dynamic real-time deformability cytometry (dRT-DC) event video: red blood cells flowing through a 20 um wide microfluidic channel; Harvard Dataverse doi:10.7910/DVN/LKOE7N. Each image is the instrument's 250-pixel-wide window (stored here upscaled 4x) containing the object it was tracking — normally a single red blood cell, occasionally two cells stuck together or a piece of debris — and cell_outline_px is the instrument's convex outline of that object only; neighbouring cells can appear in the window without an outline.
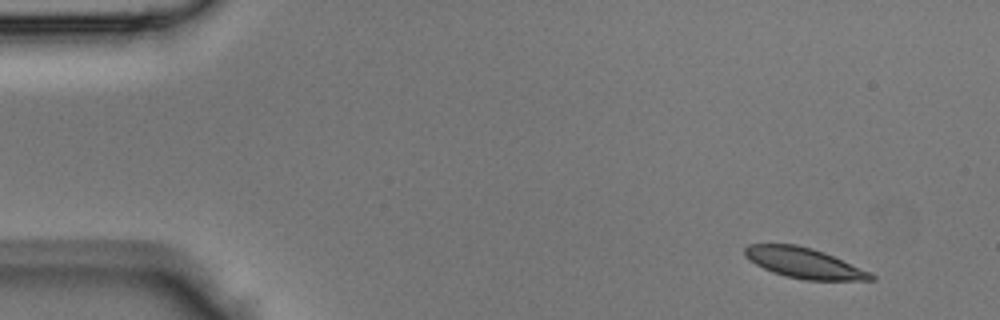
{"species": "Egyptian fruit bat (a non-hibernating species)", "species_latin": "Rousettus aegyptiacus", "temperature_condition": "room temperature", "stored_images_in_passage": 40, "camera_frame_rate_fps": 3000, "um_per_image_px": 0.085, "animal": {"sex": "male"}, "frame": {"image": 1, "passage_image": 1, "time_ms": 0.0, "image_size_px": [1000, 320], "cell_outline_px": [[876, 280], [804, 280], [784, 276], [772, 272], [748, 260], [744, 256], [744, 248], [748, 244], [796, 244], [812, 248], [824, 252], [868, 272], [876, 276]], "centroid_in_image_um": [68.28, 22.35], "position_along_channel_um": 16.7, "area_um2": 22.2}}
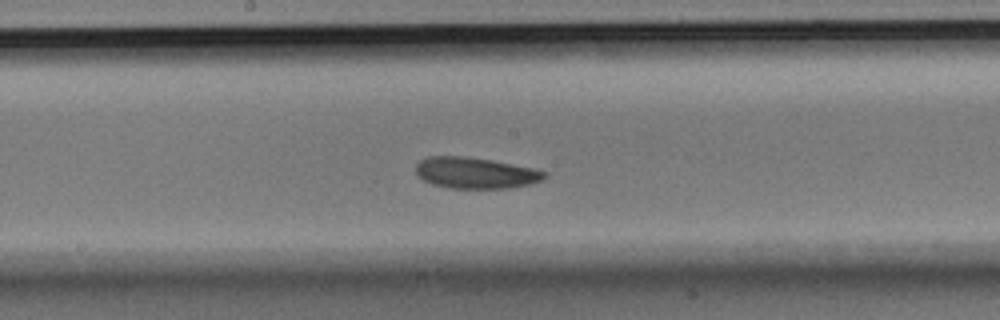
{"frame": {"image": 2, "passage_image": 20, "time_ms": 6.333, "image_size_px": [1000, 320], "cell_outline_px": [[548, 176], [532, 184], [508, 188], [452, 188], [432, 184], [416, 176], [416, 164], [420, 160], [428, 156], [464, 156], [492, 160], [532, 168], [544, 172]], "centroid_in_image_um": [40.38, 14.69], "position_along_channel_um": 207.8, "area_um2": 23.29}}
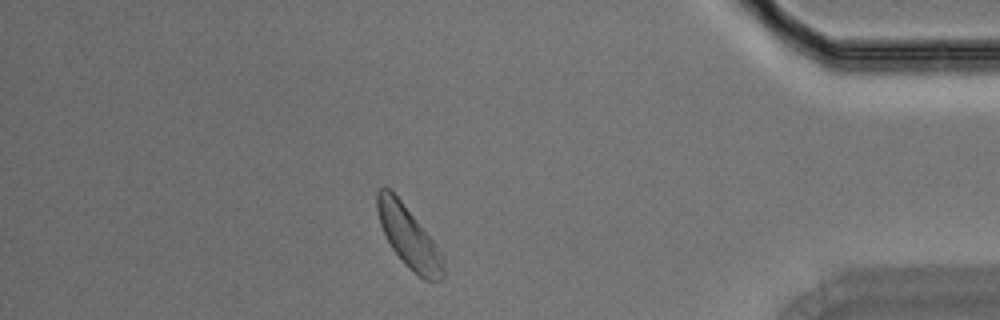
{"frame": {"image": 3, "passage_image": 35, "time_ms": 11.333, "image_size_px": [1000, 320], "cell_outline_px": [[444, 276], [440, 280], [424, 280], [412, 272], [404, 264], [392, 248], [380, 224], [376, 208], [376, 192], [380, 188], [388, 188], [400, 200], [432, 240], [440, 252], [444, 264]], "centroid_in_image_um": [34.72, 20.18], "position_along_channel_um": 400.5, "area_um2": 23.0}}